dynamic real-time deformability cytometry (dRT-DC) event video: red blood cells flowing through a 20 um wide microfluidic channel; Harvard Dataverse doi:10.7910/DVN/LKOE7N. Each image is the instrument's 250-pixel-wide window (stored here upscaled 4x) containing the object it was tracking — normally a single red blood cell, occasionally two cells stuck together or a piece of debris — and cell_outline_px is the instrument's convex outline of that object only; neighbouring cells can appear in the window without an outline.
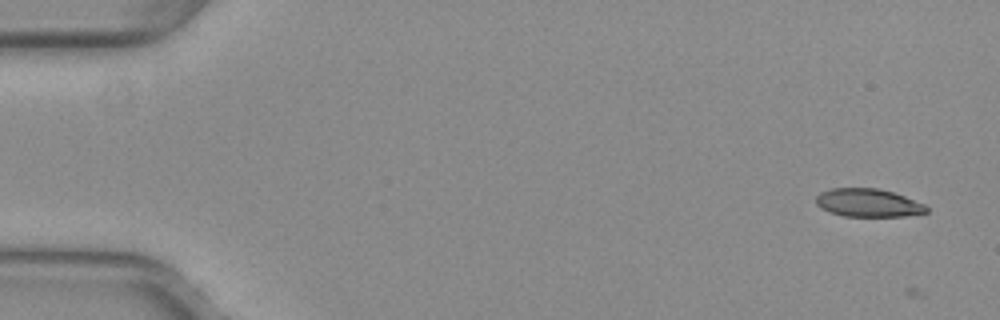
{"species": "common noctule bat (a hibernating species)", "species_latin": "Nyctalus noctula", "temperature_condition": "warm", "stored_images_in_passage": 2, "camera_frame_rate_fps": 3000, "um_per_image_px": 0.085, "animal": {"sex": "female", "body_mass_g": 29.2, "forearm_length_mm": 56.3}, "frame": {"image": 1, "passage_image": 1, "time_ms": 0.0, "image_size_px": [1000, 320], "cell_outline_px": [[928, 212], [904, 216], [844, 216], [828, 212], [820, 208], [816, 204], [816, 196], [820, 192], [832, 188], [880, 188], [904, 196], [924, 204], [928, 208]], "centroid_in_image_um": [73.76, 17.24], "position_along_channel_um": 11.2, "area_um2": 18.15}}